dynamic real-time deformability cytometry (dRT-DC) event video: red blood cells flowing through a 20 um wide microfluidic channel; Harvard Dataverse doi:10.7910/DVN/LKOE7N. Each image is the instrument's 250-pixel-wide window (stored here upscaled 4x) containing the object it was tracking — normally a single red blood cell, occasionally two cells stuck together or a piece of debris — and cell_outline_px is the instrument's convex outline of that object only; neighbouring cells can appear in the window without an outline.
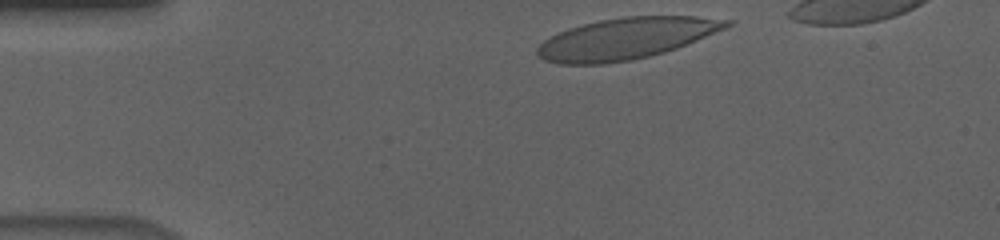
{"species": "human", "species_latin": "Homo sapiens", "temperature_condition": "cold", "stored_images_in_passage": 38, "camera_frame_rate_fps": 3000, "um_per_image_px": 0.085, "donor": {"sex": "male"}, "frame": {"image": 1, "passage_image": 2, "time_ms": 0.333, "image_size_px": [1000, 240], "cell_outline_px": [[736, 20], [728, 28], [676, 48], [664, 52], [632, 60], [604, 64], [560, 64], [544, 60], [536, 56], [536, 48], [544, 40], [568, 28], [600, 20], [624, 16], [696, 16]], "centroid_in_image_um": [53.24, 3.27], "position_along_channel_um": 31.8, "area_um2": 45.72}}
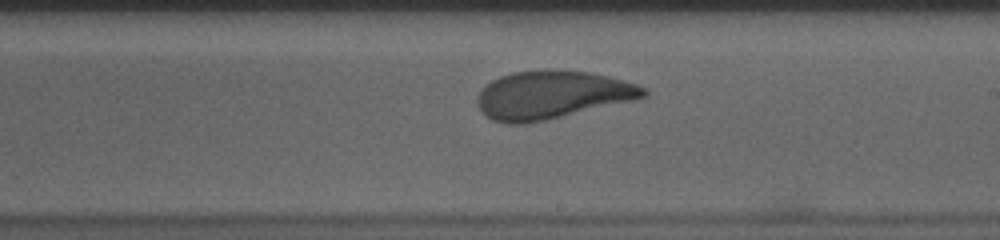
{"frame": {"image": 2, "passage_image": 24, "time_ms": 7.667, "image_size_px": [1000, 240], "cell_outline_px": [[648, 96], [636, 100], [528, 124], [504, 124], [492, 120], [480, 112], [476, 104], [476, 96], [492, 80], [500, 76], [512, 72], [540, 68], [548, 68], [588, 72], [608, 76], [636, 84], [648, 88]], "centroid_in_image_um": [46.91, 8.06], "position_along_channel_um": 242.1, "area_um2": 47.4}}
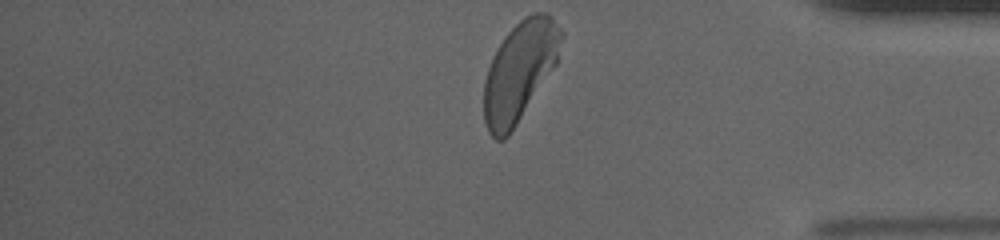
{"frame": {"image": 3, "passage_image": 38, "time_ms": 12.333, "image_size_px": [1000, 240], "cell_outline_px": [[560, 40], [556, 64], [508, 136], [504, 140], [496, 140], [488, 132], [484, 120], [484, 80], [492, 56], [504, 36], [524, 16], [532, 12], [548, 12], [560, 28]], "centroid_in_image_um": [44.13, 6.05], "position_along_channel_um": 391.1, "area_um2": 44.16}, "authors_computed_cell_mechanics": {"area_um2": 46.6446, "velocity_mm_per_s": 3.6262, "shape_relaxation_time_tau1_ms": 4.5298, "shape_relaxation_time_tau2_ms": 0.921, "deformation_change_tau1": 0.1757, "deformation_change_tau2": 0.0821}}